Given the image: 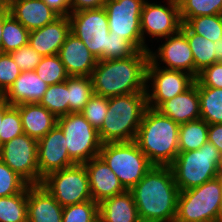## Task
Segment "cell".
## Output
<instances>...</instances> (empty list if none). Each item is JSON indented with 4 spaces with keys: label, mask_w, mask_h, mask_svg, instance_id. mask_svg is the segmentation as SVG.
<instances>
[{
    "label": "cell",
    "mask_w": 222,
    "mask_h": 222,
    "mask_svg": "<svg viewBox=\"0 0 222 222\" xmlns=\"http://www.w3.org/2000/svg\"><path fill=\"white\" fill-rule=\"evenodd\" d=\"M130 192L141 222H174L178 189L170 166H153Z\"/></svg>",
    "instance_id": "obj_1"
},
{
    "label": "cell",
    "mask_w": 222,
    "mask_h": 222,
    "mask_svg": "<svg viewBox=\"0 0 222 222\" xmlns=\"http://www.w3.org/2000/svg\"><path fill=\"white\" fill-rule=\"evenodd\" d=\"M149 52L138 50L124 59L98 60L91 73L94 94L106 98L146 93Z\"/></svg>",
    "instance_id": "obj_2"
},
{
    "label": "cell",
    "mask_w": 222,
    "mask_h": 222,
    "mask_svg": "<svg viewBox=\"0 0 222 222\" xmlns=\"http://www.w3.org/2000/svg\"><path fill=\"white\" fill-rule=\"evenodd\" d=\"M135 142L153 166H170L179 153V124L148 107Z\"/></svg>",
    "instance_id": "obj_3"
},
{
    "label": "cell",
    "mask_w": 222,
    "mask_h": 222,
    "mask_svg": "<svg viewBox=\"0 0 222 222\" xmlns=\"http://www.w3.org/2000/svg\"><path fill=\"white\" fill-rule=\"evenodd\" d=\"M147 108L146 93H131L108 98V112L98 131L101 142L135 141Z\"/></svg>",
    "instance_id": "obj_4"
},
{
    "label": "cell",
    "mask_w": 222,
    "mask_h": 222,
    "mask_svg": "<svg viewBox=\"0 0 222 222\" xmlns=\"http://www.w3.org/2000/svg\"><path fill=\"white\" fill-rule=\"evenodd\" d=\"M222 180L215 177L180 191L174 222H221Z\"/></svg>",
    "instance_id": "obj_5"
},
{
    "label": "cell",
    "mask_w": 222,
    "mask_h": 222,
    "mask_svg": "<svg viewBox=\"0 0 222 222\" xmlns=\"http://www.w3.org/2000/svg\"><path fill=\"white\" fill-rule=\"evenodd\" d=\"M220 157V152L210 142L197 150L179 152L170 165L178 189L185 191L217 177Z\"/></svg>",
    "instance_id": "obj_6"
},
{
    "label": "cell",
    "mask_w": 222,
    "mask_h": 222,
    "mask_svg": "<svg viewBox=\"0 0 222 222\" xmlns=\"http://www.w3.org/2000/svg\"><path fill=\"white\" fill-rule=\"evenodd\" d=\"M99 156L130 191L153 167L135 141L103 143Z\"/></svg>",
    "instance_id": "obj_7"
},
{
    "label": "cell",
    "mask_w": 222,
    "mask_h": 222,
    "mask_svg": "<svg viewBox=\"0 0 222 222\" xmlns=\"http://www.w3.org/2000/svg\"><path fill=\"white\" fill-rule=\"evenodd\" d=\"M57 125L66 138L69 157L76 164H84L99 156L102 142L98 131L81 112L69 113L57 119Z\"/></svg>",
    "instance_id": "obj_8"
},
{
    "label": "cell",
    "mask_w": 222,
    "mask_h": 222,
    "mask_svg": "<svg viewBox=\"0 0 222 222\" xmlns=\"http://www.w3.org/2000/svg\"><path fill=\"white\" fill-rule=\"evenodd\" d=\"M40 185L62 207L92 200L89 177L84 164L53 171L43 178Z\"/></svg>",
    "instance_id": "obj_9"
},
{
    "label": "cell",
    "mask_w": 222,
    "mask_h": 222,
    "mask_svg": "<svg viewBox=\"0 0 222 222\" xmlns=\"http://www.w3.org/2000/svg\"><path fill=\"white\" fill-rule=\"evenodd\" d=\"M146 0H106L109 32L123 37L137 50L148 51L141 34V11Z\"/></svg>",
    "instance_id": "obj_10"
},
{
    "label": "cell",
    "mask_w": 222,
    "mask_h": 222,
    "mask_svg": "<svg viewBox=\"0 0 222 222\" xmlns=\"http://www.w3.org/2000/svg\"><path fill=\"white\" fill-rule=\"evenodd\" d=\"M194 83L195 78L192 75L162 68L149 60L146 68L147 105L157 109L163 102L185 92Z\"/></svg>",
    "instance_id": "obj_11"
},
{
    "label": "cell",
    "mask_w": 222,
    "mask_h": 222,
    "mask_svg": "<svg viewBox=\"0 0 222 222\" xmlns=\"http://www.w3.org/2000/svg\"><path fill=\"white\" fill-rule=\"evenodd\" d=\"M68 17L70 32L83 41L98 60H103L110 33L105 9L102 7L71 12Z\"/></svg>",
    "instance_id": "obj_12"
},
{
    "label": "cell",
    "mask_w": 222,
    "mask_h": 222,
    "mask_svg": "<svg viewBox=\"0 0 222 222\" xmlns=\"http://www.w3.org/2000/svg\"><path fill=\"white\" fill-rule=\"evenodd\" d=\"M0 159L29 185H40L38 140L22 134L0 146Z\"/></svg>",
    "instance_id": "obj_13"
},
{
    "label": "cell",
    "mask_w": 222,
    "mask_h": 222,
    "mask_svg": "<svg viewBox=\"0 0 222 222\" xmlns=\"http://www.w3.org/2000/svg\"><path fill=\"white\" fill-rule=\"evenodd\" d=\"M167 4L151 3L146 0L141 11V34L146 44L147 36L150 38H166L181 29L179 5L177 0H166ZM166 5V6H165Z\"/></svg>",
    "instance_id": "obj_14"
},
{
    "label": "cell",
    "mask_w": 222,
    "mask_h": 222,
    "mask_svg": "<svg viewBox=\"0 0 222 222\" xmlns=\"http://www.w3.org/2000/svg\"><path fill=\"white\" fill-rule=\"evenodd\" d=\"M163 40L157 50H148L149 60L154 65L163 62L165 66L162 68L183 71L195 78L194 58L185 34L179 30Z\"/></svg>",
    "instance_id": "obj_15"
},
{
    "label": "cell",
    "mask_w": 222,
    "mask_h": 222,
    "mask_svg": "<svg viewBox=\"0 0 222 222\" xmlns=\"http://www.w3.org/2000/svg\"><path fill=\"white\" fill-rule=\"evenodd\" d=\"M65 141L63 131L58 125L38 140V168L42 178L53 171L76 164L69 157Z\"/></svg>",
    "instance_id": "obj_16"
},
{
    "label": "cell",
    "mask_w": 222,
    "mask_h": 222,
    "mask_svg": "<svg viewBox=\"0 0 222 222\" xmlns=\"http://www.w3.org/2000/svg\"><path fill=\"white\" fill-rule=\"evenodd\" d=\"M89 177L92 200L100 203L102 200L124 193L126 190L118 177L102 160L100 156L84 163Z\"/></svg>",
    "instance_id": "obj_17"
},
{
    "label": "cell",
    "mask_w": 222,
    "mask_h": 222,
    "mask_svg": "<svg viewBox=\"0 0 222 222\" xmlns=\"http://www.w3.org/2000/svg\"><path fill=\"white\" fill-rule=\"evenodd\" d=\"M58 55L69 76H91L98 62L83 41L71 32L67 35Z\"/></svg>",
    "instance_id": "obj_18"
},
{
    "label": "cell",
    "mask_w": 222,
    "mask_h": 222,
    "mask_svg": "<svg viewBox=\"0 0 222 222\" xmlns=\"http://www.w3.org/2000/svg\"><path fill=\"white\" fill-rule=\"evenodd\" d=\"M69 33V17L60 16L42 28L31 30L28 44L42 56L57 55Z\"/></svg>",
    "instance_id": "obj_19"
},
{
    "label": "cell",
    "mask_w": 222,
    "mask_h": 222,
    "mask_svg": "<svg viewBox=\"0 0 222 222\" xmlns=\"http://www.w3.org/2000/svg\"><path fill=\"white\" fill-rule=\"evenodd\" d=\"M63 207L41 185L27 186V222H62Z\"/></svg>",
    "instance_id": "obj_20"
},
{
    "label": "cell",
    "mask_w": 222,
    "mask_h": 222,
    "mask_svg": "<svg viewBox=\"0 0 222 222\" xmlns=\"http://www.w3.org/2000/svg\"><path fill=\"white\" fill-rule=\"evenodd\" d=\"M9 9L11 15L29 31L42 28L60 17L43 0H15Z\"/></svg>",
    "instance_id": "obj_21"
},
{
    "label": "cell",
    "mask_w": 222,
    "mask_h": 222,
    "mask_svg": "<svg viewBox=\"0 0 222 222\" xmlns=\"http://www.w3.org/2000/svg\"><path fill=\"white\" fill-rule=\"evenodd\" d=\"M157 110L179 125L199 119L200 104L197 83L195 82L185 92L163 102Z\"/></svg>",
    "instance_id": "obj_22"
},
{
    "label": "cell",
    "mask_w": 222,
    "mask_h": 222,
    "mask_svg": "<svg viewBox=\"0 0 222 222\" xmlns=\"http://www.w3.org/2000/svg\"><path fill=\"white\" fill-rule=\"evenodd\" d=\"M34 71H22L13 85L4 94L5 102L12 106L39 103L48 88Z\"/></svg>",
    "instance_id": "obj_23"
},
{
    "label": "cell",
    "mask_w": 222,
    "mask_h": 222,
    "mask_svg": "<svg viewBox=\"0 0 222 222\" xmlns=\"http://www.w3.org/2000/svg\"><path fill=\"white\" fill-rule=\"evenodd\" d=\"M98 215L100 222H141L130 191L102 200Z\"/></svg>",
    "instance_id": "obj_24"
},
{
    "label": "cell",
    "mask_w": 222,
    "mask_h": 222,
    "mask_svg": "<svg viewBox=\"0 0 222 222\" xmlns=\"http://www.w3.org/2000/svg\"><path fill=\"white\" fill-rule=\"evenodd\" d=\"M19 109L24 134L39 140L57 125V117L39 103L16 106Z\"/></svg>",
    "instance_id": "obj_25"
},
{
    "label": "cell",
    "mask_w": 222,
    "mask_h": 222,
    "mask_svg": "<svg viewBox=\"0 0 222 222\" xmlns=\"http://www.w3.org/2000/svg\"><path fill=\"white\" fill-rule=\"evenodd\" d=\"M190 45L195 65V79L204 68L215 63V42L193 33L184 23L180 29Z\"/></svg>",
    "instance_id": "obj_26"
},
{
    "label": "cell",
    "mask_w": 222,
    "mask_h": 222,
    "mask_svg": "<svg viewBox=\"0 0 222 222\" xmlns=\"http://www.w3.org/2000/svg\"><path fill=\"white\" fill-rule=\"evenodd\" d=\"M209 124L201 118L179 125V152L200 149L208 142Z\"/></svg>",
    "instance_id": "obj_27"
},
{
    "label": "cell",
    "mask_w": 222,
    "mask_h": 222,
    "mask_svg": "<svg viewBox=\"0 0 222 222\" xmlns=\"http://www.w3.org/2000/svg\"><path fill=\"white\" fill-rule=\"evenodd\" d=\"M200 118L208 124L222 123V88L198 87Z\"/></svg>",
    "instance_id": "obj_28"
},
{
    "label": "cell",
    "mask_w": 222,
    "mask_h": 222,
    "mask_svg": "<svg viewBox=\"0 0 222 222\" xmlns=\"http://www.w3.org/2000/svg\"><path fill=\"white\" fill-rule=\"evenodd\" d=\"M69 113L81 112L94 94L90 76L67 78Z\"/></svg>",
    "instance_id": "obj_29"
},
{
    "label": "cell",
    "mask_w": 222,
    "mask_h": 222,
    "mask_svg": "<svg viewBox=\"0 0 222 222\" xmlns=\"http://www.w3.org/2000/svg\"><path fill=\"white\" fill-rule=\"evenodd\" d=\"M30 31L18 22L11 13L5 18L2 29V53H11L28 45Z\"/></svg>",
    "instance_id": "obj_30"
},
{
    "label": "cell",
    "mask_w": 222,
    "mask_h": 222,
    "mask_svg": "<svg viewBox=\"0 0 222 222\" xmlns=\"http://www.w3.org/2000/svg\"><path fill=\"white\" fill-rule=\"evenodd\" d=\"M0 222H27V187L21 193L0 197Z\"/></svg>",
    "instance_id": "obj_31"
},
{
    "label": "cell",
    "mask_w": 222,
    "mask_h": 222,
    "mask_svg": "<svg viewBox=\"0 0 222 222\" xmlns=\"http://www.w3.org/2000/svg\"><path fill=\"white\" fill-rule=\"evenodd\" d=\"M39 104L57 118L69 114L67 80L59 84L49 85Z\"/></svg>",
    "instance_id": "obj_32"
},
{
    "label": "cell",
    "mask_w": 222,
    "mask_h": 222,
    "mask_svg": "<svg viewBox=\"0 0 222 222\" xmlns=\"http://www.w3.org/2000/svg\"><path fill=\"white\" fill-rule=\"evenodd\" d=\"M182 23L190 18L222 14V0H177Z\"/></svg>",
    "instance_id": "obj_33"
},
{
    "label": "cell",
    "mask_w": 222,
    "mask_h": 222,
    "mask_svg": "<svg viewBox=\"0 0 222 222\" xmlns=\"http://www.w3.org/2000/svg\"><path fill=\"white\" fill-rule=\"evenodd\" d=\"M185 25L193 32L212 42L222 37V14L190 18Z\"/></svg>",
    "instance_id": "obj_34"
},
{
    "label": "cell",
    "mask_w": 222,
    "mask_h": 222,
    "mask_svg": "<svg viewBox=\"0 0 222 222\" xmlns=\"http://www.w3.org/2000/svg\"><path fill=\"white\" fill-rule=\"evenodd\" d=\"M35 72L48 85L65 82L69 77L58 54L43 56Z\"/></svg>",
    "instance_id": "obj_35"
},
{
    "label": "cell",
    "mask_w": 222,
    "mask_h": 222,
    "mask_svg": "<svg viewBox=\"0 0 222 222\" xmlns=\"http://www.w3.org/2000/svg\"><path fill=\"white\" fill-rule=\"evenodd\" d=\"M23 133L19 109L5 102L3 104V121L0 128V146Z\"/></svg>",
    "instance_id": "obj_36"
},
{
    "label": "cell",
    "mask_w": 222,
    "mask_h": 222,
    "mask_svg": "<svg viewBox=\"0 0 222 222\" xmlns=\"http://www.w3.org/2000/svg\"><path fill=\"white\" fill-rule=\"evenodd\" d=\"M98 203L89 200L63 207L62 222H97Z\"/></svg>",
    "instance_id": "obj_37"
},
{
    "label": "cell",
    "mask_w": 222,
    "mask_h": 222,
    "mask_svg": "<svg viewBox=\"0 0 222 222\" xmlns=\"http://www.w3.org/2000/svg\"><path fill=\"white\" fill-rule=\"evenodd\" d=\"M108 112V98L93 94L81 111L84 118L99 131Z\"/></svg>",
    "instance_id": "obj_38"
},
{
    "label": "cell",
    "mask_w": 222,
    "mask_h": 222,
    "mask_svg": "<svg viewBox=\"0 0 222 222\" xmlns=\"http://www.w3.org/2000/svg\"><path fill=\"white\" fill-rule=\"evenodd\" d=\"M28 185L0 159V197L21 193Z\"/></svg>",
    "instance_id": "obj_39"
},
{
    "label": "cell",
    "mask_w": 222,
    "mask_h": 222,
    "mask_svg": "<svg viewBox=\"0 0 222 222\" xmlns=\"http://www.w3.org/2000/svg\"><path fill=\"white\" fill-rule=\"evenodd\" d=\"M137 51L138 50L123 37L109 33L107 48H105V58L103 60L128 58Z\"/></svg>",
    "instance_id": "obj_40"
},
{
    "label": "cell",
    "mask_w": 222,
    "mask_h": 222,
    "mask_svg": "<svg viewBox=\"0 0 222 222\" xmlns=\"http://www.w3.org/2000/svg\"><path fill=\"white\" fill-rule=\"evenodd\" d=\"M21 72L9 53L0 52V92L5 94Z\"/></svg>",
    "instance_id": "obj_41"
},
{
    "label": "cell",
    "mask_w": 222,
    "mask_h": 222,
    "mask_svg": "<svg viewBox=\"0 0 222 222\" xmlns=\"http://www.w3.org/2000/svg\"><path fill=\"white\" fill-rule=\"evenodd\" d=\"M9 54L21 71H34L43 57L29 44L20 47Z\"/></svg>",
    "instance_id": "obj_42"
},
{
    "label": "cell",
    "mask_w": 222,
    "mask_h": 222,
    "mask_svg": "<svg viewBox=\"0 0 222 222\" xmlns=\"http://www.w3.org/2000/svg\"><path fill=\"white\" fill-rule=\"evenodd\" d=\"M198 87L222 88V62H216L199 72L195 79Z\"/></svg>",
    "instance_id": "obj_43"
},
{
    "label": "cell",
    "mask_w": 222,
    "mask_h": 222,
    "mask_svg": "<svg viewBox=\"0 0 222 222\" xmlns=\"http://www.w3.org/2000/svg\"><path fill=\"white\" fill-rule=\"evenodd\" d=\"M106 0H69L71 12L102 8Z\"/></svg>",
    "instance_id": "obj_44"
},
{
    "label": "cell",
    "mask_w": 222,
    "mask_h": 222,
    "mask_svg": "<svg viewBox=\"0 0 222 222\" xmlns=\"http://www.w3.org/2000/svg\"><path fill=\"white\" fill-rule=\"evenodd\" d=\"M208 142L212 143L222 155V123L209 124Z\"/></svg>",
    "instance_id": "obj_45"
},
{
    "label": "cell",
    "mask_w": 222,
    "mask_h": 222,
    "mask_svg": "<svg viewBox=\"0 0 222 222\" xmlns=\"http://www.w3.org/2000/svg\"><path fill=\"white\" fill-rule=\"evenodd\" d=\"M43 1L60 16H69L71 13L69 0H43Z\"/></svg>",
    "instance_id": "obj_46"
},
{
    "label": "cell",
    "mask_w": 222,
    "mask_h": 222,
    "mask_svg": "<svg viewBox=\"0 0 222 222\" xmlns=\"http://www.w3.org/2000/svg\"><path fill=\"white\" fill-rule=\"evenodd\" d=\"M10 14L9 6L6 5H0V52H1V46H2V29L3 24L5 21V18Z\"/></svg>",
    "instance_id": "obj_47"
},
{
    "label": "cell",
    "mask_w": 222,
    "mask_h": 222,
    "mask_svg": "<svg viewBox=\"0 0 222 222\" xmlns=\"http://www.w3.org/2000/svg\"><path fill=\"white\" fill-rule=\"evenodd\" d=\"M222 62V37L215 41V63Z\"/></svg>",
    "instance_id": "obj_48"
},
{
    "label": "cell",
    "mask_w": 222,
    "mask_h": 222,
    "mask_svg": "<svg viewBox=\"0 0 222 222\" xmlns=\"http://www.w3.org/2000/svg\"><path fill=\"white\" fill-rule=\"evenodd\" d=\"M217 177L222 180V155L219 160L218 168H217Z\"/></svg>",
    "instance_id": "obj_49"
},
{
    "label": "cell",
    "mask_w": 222,
    "mask_h": 222,
    "mask_svg": "<svg viewBox=\"0 0 222 222\" xmlns=\"http://www.w3.org/2000/svg\"><path fill=\"white\" fill-rule=\"evenodd\" d=\"M15 0H0V5L10 6Z\"/></svg>",
    "instance_id": "obj_50"
},
{
    "label": "cell",
    "mask_w": 222,
    "mask_h": 222,
    "mask_svg": "<svg viewBox=\"0 0 222 222\" xmlns=\"http://www.w3.org/2000/svg\"><path fill=\"white\" fill-rule=\"evenodd\" d=\"M5 103V96L2 92H0V107Z\"/></svg>",
    "instance_id": "obj_51"
},
{
    "label": "cell",
    "mask_w": 222,
    "mask_h": 222,
    "mask_svg": "<svg viewBox=\"0 0 222 222\" xmlns=\"http://www.w3.org/2000/svg\"><path fill=\"white\" fill-rule=\"evenodd\" d=\"M2 121H3V105L0 107V128Z\"/></svg>",
    "instance_id": "obj_52"
},
{
    "label": "cell",
    "mask_w": 222,
    "mask_h": 222,
    "mask_svg": "<svg viewBox=\"0 0 222 222\" xmlns=\"http://www.w3.org/2000/svg\"><path fill=\"white\" fill-rule=\"evenodd\" d=\"M221 222H222V197H221Z\"/></svg>",
    "instance_id": "obj_53"
}]
</instances>
